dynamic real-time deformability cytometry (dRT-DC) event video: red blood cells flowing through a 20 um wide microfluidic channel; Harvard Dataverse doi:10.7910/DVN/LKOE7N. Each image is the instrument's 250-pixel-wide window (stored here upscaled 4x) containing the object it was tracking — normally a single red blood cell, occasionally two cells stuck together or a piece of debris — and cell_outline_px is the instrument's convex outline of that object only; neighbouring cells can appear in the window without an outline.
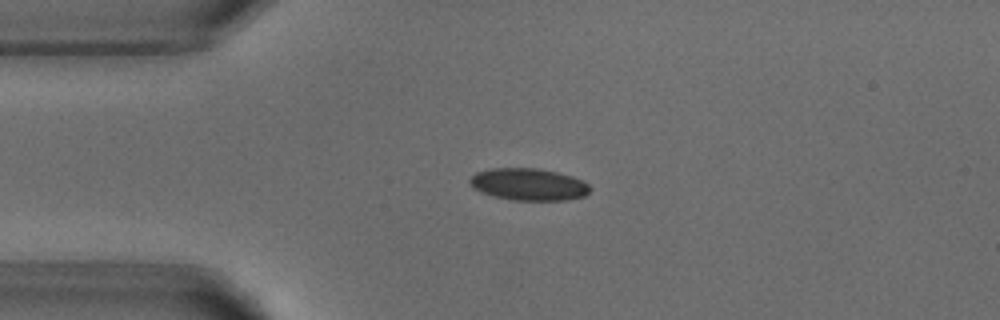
{"species": "common noctule bat (a hibernating species)", "species_latin": "Nyctalus noctula", "temperature_condition": "warm", "stored_images_in_passage": 3, "camera_frame_rate_fps": 3000, "um_per_image_px": 0.085, "animal": {"sex": "male", "body_mass_g": 18.8}, "frame": {"image": 1, "passage_image": 2, "time_ms": 2.333, "image_size_px": [1000, 320], "cell_outline_px": [[592, 188], [584, 196], [564, 200], [516, 200], [496, 196], [480, 192], [468, 184], [468, 180], [476, 172], [488, 168], [540, 168], [572, 176], [584, 180]], "centroid_in_image_um": [44.92, 15.66], "position_along_channel_um": 40.1, "area_um2": 22.54}}